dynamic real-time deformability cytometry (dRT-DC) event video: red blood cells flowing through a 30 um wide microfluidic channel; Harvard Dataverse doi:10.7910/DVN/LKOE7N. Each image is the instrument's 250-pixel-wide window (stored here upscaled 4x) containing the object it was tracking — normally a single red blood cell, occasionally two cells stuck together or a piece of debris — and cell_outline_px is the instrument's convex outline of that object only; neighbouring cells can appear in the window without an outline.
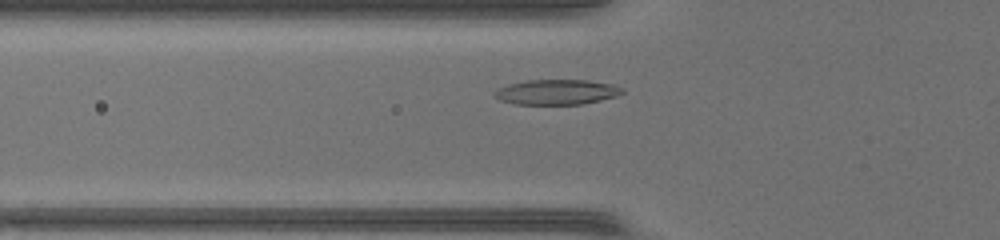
{"species": "common noctule bat (a hibernating species)", "species_latin": "Nyctalus noctula", "temperature_condition": "warm", "stored_images_in_passage": 39, "camera_frame_rate_fps": 3000, "um_per_image_px": 0.085, "animal": {"sex": "female", "body_mass_g": 17.0, "forearm_length_mm": 48.0}, "frame": {"image": 1, "passage_image": 7, "time_ms": 2.0, "image_size_px": [1000, 240], "cell_outline_px": [[624, 92], [616, 96], [584, 104], [516, 104], [500, 100], [492, 96], [492, 92], [508, 84], [528, 80], [588, 80], [612, 84], [624, 88]], "centroid_in_image_um": [47.31, 7.82], "position_along_channel_um": 78.5, "area_um2": 18.73}}
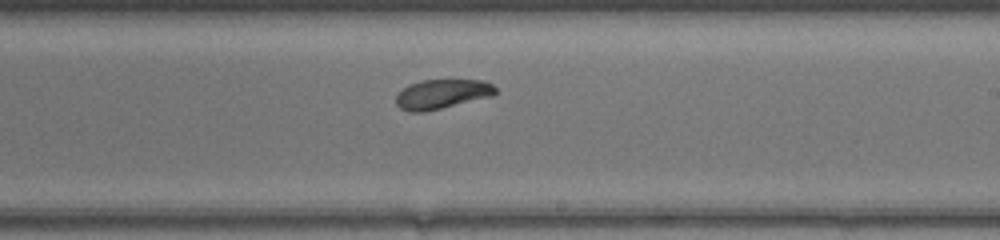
{"frame": {"image": 2, "passage_image": 19, "time_ms": 6.0, "image_size_px": [1000, 240], "cell_outline_px": [[496, 92], [492, 96], [424, 112], [408, 112], [400, 108], [396, 104], [396, 96], [408, 84], [420, 80], [484, 80], [492, 84], [496, 88]], "centroid_in_image_um": [37.55, 7.99], "position_along_channel_um": 251.4, "area_um2": 17.05}}
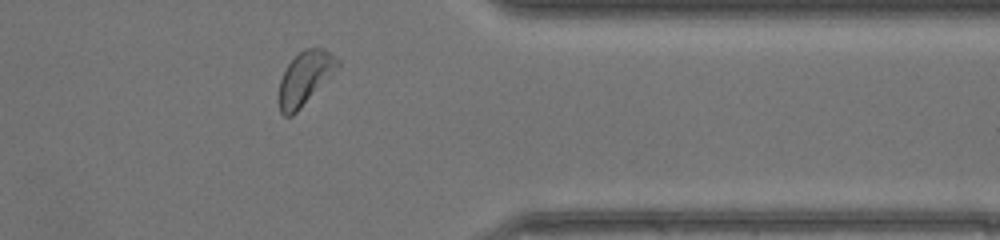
{"frame": {"image": 3, "passage_image": 29, "time_ms": 9.333, "image_size_px": [1000, 240], "cell_outline_px": [[340, 64], [300, 108], [292, 116], [284, 116], [280, 112], [276, 96], [280, 80], [288, 64], [304, 48], [324, 48], [340, 60]], "centroid_in_image_um": [25.86, 6.65], "position_along_channel_um": 385.5, "area_um2": 17.98}, "authors_computed_cell_mechanics": {"area_um2": 17.9758, "velocity_mm_per_s": 4.3116, "shape_relaxation_time_tau1_ms": 1.8307, "shape_relaxation_time_tau2_ms": 5.3069, "deformation_change_tau1": 0.1025, "deformation_change_tau2": 0.1279}}